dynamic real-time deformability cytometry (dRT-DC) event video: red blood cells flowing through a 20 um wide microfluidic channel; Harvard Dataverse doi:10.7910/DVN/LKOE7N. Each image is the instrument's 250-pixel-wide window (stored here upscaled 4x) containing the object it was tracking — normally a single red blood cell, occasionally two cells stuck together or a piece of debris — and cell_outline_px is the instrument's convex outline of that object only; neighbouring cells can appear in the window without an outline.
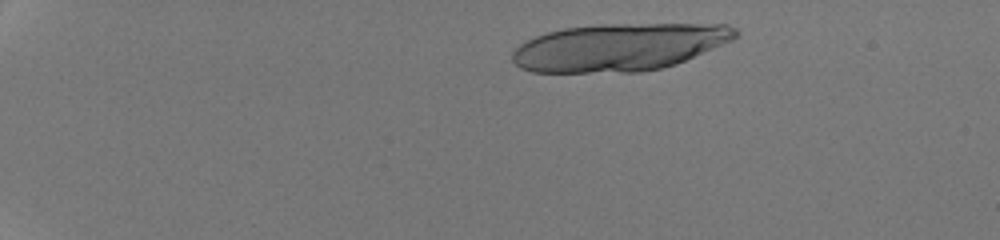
{"species": "human", "species_latin": "Homo sapiens", "temperature_condition": "room temperature", "stored_images_in_passage": 19, "camera_frame_rate_fps": 3000, "um_per_image_px": 0.085, "donor": {"sex": "male"}, "frame": {"image": 1, "passage_image": 5, "time_ms": 1.333, "image_size_px": [1000, 240], "cell_outline_px": [[740, 32], [732, 40], [676, 64], [660, 68], [640, 72], [532, 72], [520, 68], [512, 60], [512, 52], [524, 40], [548, 32], [564, 28], [600, 24], [728, 24], [736, 28]], "centroid_in_image_um": [52.61, 4.0], "position_along_channel_um": 32.4, "area_um2": 61.79}}